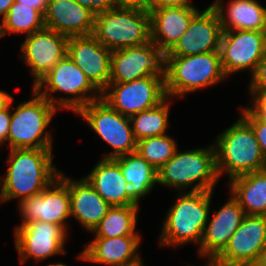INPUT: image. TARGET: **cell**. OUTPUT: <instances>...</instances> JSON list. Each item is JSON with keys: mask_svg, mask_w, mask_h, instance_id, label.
Here are the masks:
<instances>
[{"mask_svg": "<svg viewBox=\"0 0 266 266\" xmlns=\"http://www.w3.org/2000/svg\"><path fill=\"white\" fill-rule=\"evenodd\" d=\"M43 87L44 91L42 90ZM32 89L40 96L45 97L57 109L65 108L73 110L75 113L91 101L101 98V93L67 54L39 79ZM59 91L72 96L54 98L52 93Z\"/></svg>", "mask_w": 266, "mask_h": 266, "instance_id": "obj_6", "label": "cell"}, {"mask_svg": "<svg viewBox=\"0 0 266 266\" xmlns=\"http://www.w3.org/2000/svg\"><path fill=\"white\" fill-rule=\"evenodd\" d=\"M252 94L253 104L247 109L255 116L262 118L266 121V87L258 89H249Z\"/></svg>", "mask_w": 266, "mask_h": 266, "instance_id": "obj_33", "label": "cell"}, {"mask_svg": "<svg viewBox=\"0 0 266 266\" xmlns=\"http://www.w3.org/2000/svg\"><path fill=\"white\" fill-rule=\"evenodd\" d=\"M92 35L111 51L151 41L148 10L112 8L95 15Z\"/></svg>", "mask_w": 266, "mask_h": 266, "instance_id": "obj_8", "label": "cell"}, {"mask_svg": "<svg viewBox=\"0 0 266 266\" xmlns=\"http://www.w3.org/2000/svg\"><path fill=\"white\" fill-rule=\"evenodd\" d=\"M13 100L14 98L10 94L0 90V110H3L12 105Z\"/></svg>", "mask_w": 266, "mask_h": 266, "instance_id": "obj_40", "label": "cell"}, {"mask_svg": "<svg viewBox=\"0 0 266 266\" xmlns=\"http://www.w3.org/2000/svg\"><path fill=\"white\" fill-rule=\"evenodd\" d=\"M230 193L246 215L266 216V169L230 180Z\"/></svg>", "mask_w": 266, "mask_h": 266, "instance_id": "obj_26", "label": "cell"}, {"mask_svg": "<svg viewBox=\"0 0 266 266\" xmlns=\"http://www.w3.org/2000/svg\"><path fill=\"white\" fill-rule=\"evenodd\" d=\"M114 8L148 10L150 0H111Z\"/></svg>", "mask_w": 266, "mask_h": 266, "instance_id": "obj_37", "label": "cell"}, {"mask_svg": "<svg viewBox=\"0 0 266 266\" xmlns=\"http://www.w3.org/2000/svg\"><path fill=\"white\" fill-rule=\"evenodd\" d=\"M216 10L223 31L252 30L266 32V8L256 0H231L226 16L223 0L211 4Z\"/></svg>", "mask_w": 266, "mask_h": 266, "instance_id": "obj_25", "label": "cell"}, {"mask_svg": "<svg viewBox=\"0 0 266 266\" xmlns=\"http://www.w3.org/2000/svg\"><path fill=\"white\" fill-rule=\"evenodd\" d=\"M11 105L3 110H0V146L8 141L9 126L11 121Z\"/></svg>", "mask_w": 266, "mask_h": 266, "instance_id": "obj_36", "label": "cell"}, {"mask_svg": "<svg viewBox=\"0 0 266 266\" xmlns=\"http://www.w3.org/2000/svg\"><path fill=\"white\" fill-rule=\"evenodd\" d=\"M222 33L219 16L209 5L192 18L184 35L164 56H192L220 51Z\"/></svg>", "mask_w": 266, "mask_h": 266, "instance_id": "obj_17", "label": "cell"}, {"mask_svg": "<svg viewBox=\"0 0 266 266\" xmlns=\"http://www.w3.org/2000/svg\"><path fill=\"white\" fill-rule=\"evenodd\" d=\"M167 97L159 105L129 117L135 139L165 135L169 124V102Z\"/></svg>", "mask_w": 266, "mask_h": 266, "instance_id": "obj_30", "label": "cell"}, {"mask_svg": "<svg viewBox=\"0 0 266 266\" xmlns=\"http://www.w3.org/2000/svg\"><path fill=\"white\" fill-rule=\"evenodd\" d=\"M176 150V142L168 134L140 139L136 146V152L157 171L174 156Z\"/></svg>", "mask_w": 266, "mask_h": 266, "instance_id": "obj_31", "label": "cell"}, {"mask_svg": "<svg viewBox=\"0 0 266 266\" xmlns=\"http://www.w3.org/2000/svg\"><path fill=\"white\" fill-rule=\"evenodd\" d=\"M253 266H266V249L259 256L257 262Z\"/></svg>", "mask_w": 266, "mask_h": 266, "instance_id": "obj_42", "label": "cell"}, {"mask_svg": "<svg viewBox=\"0 0 266 266\" xmlns=\"http://www.w3.org/2000/svg\"><path fill=\"white\" fill-rule=\"evenodd\" d=\"M32 99L18 104L11 113L8 142L10 149H52V135L45 129L57 108L32 90Z\"/></svg>", "mask_w": 266, "mask_h": 266, "instance_id": "obj_7", "label": "cell"}, {"mask_svg": "<svg viewBox=\"0 0 266 266\" xmlns=\"http://www.w3.org/2000/svg\"><path fill=\"white\" fill-rule=\"evenodd\" d=\"M19 203L22 224L43 221L62 226L67 231L65 220L71 217L68 177L59 173L41 193L22 199Z\"/></svg>", "mask_w": 266, "mask_h": 266, "instance_id": "obj_11", "label": "cell"}, {"mask_svg": "<svg viewBox=\"0 0 266 266\" xmlns=\"http://www.w3.org/2000/svg\"><path fill=\"white\" fill-rule=\"evenodd\" d=\"M116 159L124 179L129 184L131 196L139 203L140 198L151 192L154 185L158 183L157 170L137 152L122 155Z\"/></svg>", "mask_w": 266, "mask_h": 266, "instance_id": "obj_27", "label": "cell"}, {"mask_svg": "<svg viewBox=\"0 0 266 266\" xmlns=\"http://www.w3.org/2000/svg\"><path fill=\"white\" fill-rule=\"evenodd\" d=\"M266 87V52L251 74L249 89Z\"/></svg>", "mask_w": 266, "mask_h": 266, "instance_id": "obj_34", "label": "cell"}, {"mask_svg": "<svg viewBox=\"0 0 266 266\" xmlns=\"http://www.w3.org/2000/svg\"><path fill=\"white\" fill-rule=\"evenodd\" d=\"M71 216L88 231L100 223L111 207L95 190L86 178H68Z\"/></svg>", "mask_w": 266, "mask_h": 266, "instance_id": "obj_24", "label": "cell"}, {"mask_svg": "<svg viewBox=\"0 0 266 266\" xmlns=\"http://www.w3.org/2000/svg\"><path fill=\"white\" fill-rule=\"evenodd\" d=\"M266 52V32L223 31L220 43L221 65L226 77L250 69L252 74Z\"/></svg>", "mask_w": 266, "mask_h": 266, "instance_id": "obj_13", "label": "cell"}, {"mask_svg": "<svg viewBox=\"0 0 266 266\" xmlns=\"http://www.w3.org/2000/svg\"><path fill=\"white\" fill-rule=\"evenodd\" d=\"M216 169L219 179L226 172L228 179L266 169L252 127L240 117L231 127L216 137Z\"/></svg>", "mask_w": 266, "mask_h": 266, "instance_id": "obj_2", "label": "cell"}, {"mask_svg": "<svg viewBox=\"0 0 266 266\" xmlns=\"http://www.w3.org/2000/svg\"><path fill=\"white\" fill-rule=\"evenodd\" d=\"M111 54L92 34L68 38L67 55L100 93L110 81Z\"/></svg>", "mask_w": 266, "mask_h": 266, "instance_id": "obj_16", "label": "cell"}, {"mask_svg": "<svg viewBox=\"0 0 266 266\" xmlns=\"http://www.w3.org/2000/svg\"><path fill=\"white\" fill-rule=\"evenodd\" d=\"M164 55L152 42L112 51L110 81L125 83L149 76H164Z\"/></svg>", "mask_w": 266, "mask_h": 266, "instance_id": "obj_14", "label": "cell"}, {"mask_svg": "<svg viewBox=\"0 0 266 266\" xmlns=\"http://www.w3.org/2000/svg\"><path fill=\"white\" fill-rule=\"evenodd\" d=\"M6 175L0 179V202L41 193L56 177L52 149H10Z\"/></svg>", "mask_w": 266, "mask_h": 266, "instance_id": "obj_1", "label": "cell"}, {"mask_svg": "<svg viewBox=\"0 0 266 266\" xmlns=\"http://www.w3.org/2000/svg\"><path fill=\"white\" fill-rule=\"evenodd\" d=\"M178 151L157 171L158 184L183 193L184 189L197 182L188 192L214 191L219 180L214 145L205 149Z\"/></svg>", "mask_w": 266, "mask_h": 266, "instance_id": "obj_4", "label": "cell"}, {"mask_svg": "<svg viewBox=\"0 0 266 266\" xmlns=\"http://www.w3.org/2000/svg\"><path fill=\"white\" fill-rule=\"evenodd\" d=\"M133 266H144V265H143V262L141 261L140 263L133 265Z\"/></svg>", "mask_w": 266, "mask_h": 266, "instance_id": "obj_45", "label": "cell"}, {"mask_svg": "<svg viewBox=\"0 0 266 266\" xmlns=\"http://www.w3.org/2000/svg\"><path fill=\"white\" fill-rule=\"evenodd\" d=\"M148 11L150 13L151 41L165 55L184 35L199 9L189 6L148 9Z\"/></svg>", "mask_w": 266, "mask_h": 266, "instance_id": "obj_21", "label": "cell"}, {"mask_svg": "<svg viewBox=\"0 0 266 266\" xmlns=\"http://www.w3.org/2000/svg\"><path fill=\"white\" fill-rule=\"evenodd\" d=\"M85 178L110 206L139 205L130 194L116 158H101Z\"/></svg>", "mask_w": 266, "mask_h": 266, "instance_id": "obj_23", "label": "cell"}, {"mask_svg": "<svg viewBox=\"0 0 266 266\" xmlns=\"http://www.w3.org/2000/svg\"><path fill=\"white\" fill-rule=\"evenodd\" d=\"M241 117L252 127L261 153L266 160V121L253 115L246 107L242 109Z\"/></svg>", "mask_w": 266, "mask_h": 266, "instance_id": "obj_32", "label": "cell"}, {"mask_svg": "<svg viewBox=\"0 0 266 266\" xmlns=\"http://www.w3.org/2000/svg\"><path fill=\"white\" fill-rule=\"evenodd\" d=\"M140 235L95 237L77 258L109 266H133L142 261L138 248Z\"/></svg>", "mask_w": 266, "mask_h": 266, "instance_id": "obj_20", "label": "cell"}, {"mask_svg": "<svg viewBox=\"0 0 266 266\" xmlns=\"http://www.w3.org/2000/svg\"><path fill=\"white\" fill-rule=\"evenodd\" d=\"M190 0H150L148 9H161L165 7H189Z\"/></svg>", "mask_w": 266, "mask_h": 266, "instance_id": "obj_38", "label": "cell"}, {"mask_svg": "<svg viewBox=\"0 0 266 266\" xmlns=\"http://www.w3.org/2000/svg\"><path fill=\"white\" fill-rule=\"evenodd\" d=\"M67 41V36L47 27L26 36L21 51L35 79L33 85L67 54Z\"/></svg>", "mask_w": 266, "mask_h": 266, "instance_id": "obj_18", "label": "cell"}, {"mask_svg": "<svg viewBox=\"0 0 266 266\" xmlns=\"http://www.w3.org/2000/svg\"><path fill=\"white\" fill-rule=\"evenodd\" d=\"M101 98L120 114L131 117L167 98L165 76H149L125 83L109 82Z\"/></svg>", "mask_w": 266, "mask_h": 266, "instance_id": "obj_10", "label": "cell"}, {"mask_svg": "<svg viewBox=\"0 0 266 266\" xmlns=\"http://www.w3.org/2000/svg\"><path fill=\"white\" fill-rule=\"evenodd\" d=\"M138 210L139 205L111 206L92 233L108 238L140 235L135 231Z\"/></svg>", "mask_w": 266, "mask_h": 266, "instance_id": "obj_28", "label": "cell"}, {"mask_svg": "<svg viewBox=\"0 0 266 266\" xmlns=\"http://www.w3.org/2000/svg\"><path fill=\"white\" fill-rule=\"evenodd\" d=\"M77 114L83 117L91 129L113 148V151L103 158L115 159L136 152L137 140L129 117L114 110L102 98L91 101Z\"/></svg>", "mask_w": 266, "mask_h": 266, "instance_id": "obj_9", "label": "cell"}, {"mask_svg": "<svg viewBox=\"0 0 266 266\" xmlns=\"http://www.w3.org/2000/svg\"><path fill=\"white\" fill-rule=\"evenodd\" d=\"M46 266H67V265L63 264L61 262H58L57 264H49V265H46Z\"/></svg>", "mask_w": 266, "mask_h": 266, "instance_id": "obj_43", "label": "cell"}, {"mask_svg": "<svg viewBox=\"0 0 266 266\" xmlns=\"http://www.w3.org/2000/svg\"><path fill=\"white\" fill-rule=\"evenodd\" d=\"M167 97L181 96L218 84L226 78L220 51L192 56H164Z\"/></svg>", "mask_w": 266, "mask_h": 266, "instance_id": "obj_5", "label": "cell"}, {"mask_svg": "<svg viewBox=\"0 0 266 266\" xmlns=\"http://www.w3.org/2000/svg\"><path fill=\"white\" fill-rule=\"evenodd\" d=\"M207 265L206 266H220V265H217L215 264L213 261H207Z\"/></svg>", "mask_w": 266, "mask_h": 266, "instance_id": "obj_44", "label": "cell"}, {"mask_svg": "<svg viewBox=\"0 0 266 266\" xmlns=\"http://www.w3.org/2000/svg\"><path fill=\"white\" fill-rule=\"evenodd\" d=\"M245 216L244 209L231 195L211 220L208 219L210 222L206 223L198 248L199 256L213 261L227 246Z\"/></svg>", "mask_w": 266, "mask_h": 266, "instance_id": "obj_19", "label": "cell"}, {"mask_svg": "<svg viewBox=\"0 0 266 266\" xmlns=\"http://www.w3.org/2000/svg\"><path fill=\"white\" fill-rule=\"evenodd\" d=\"M14 2L15 0H0V15H2V19L7 15Z\"/></svg>", "mask_w": 266, "mask_h": 266, "instance_id": "obj_41", "label": "cell"}, {"mask_svg": "<svg viewBox=\"0 0 266 266\" xmlns=\"http://www.w3.org/2000/svg\"><path fill=\"white\" fill-rule=\"evenodd\" d=\"M44 27V15L39 10L15 1L2 19L0 38L11 32L29 36Z\"/></svg>", "mask_w": 266, "mask_h": 266, "instance_id": "obj_29", "label": "cell"}, {"mask_svg": "<svg viewBox=\"0 0 266 266\" xmlns=\"http://www.w3.org/2000/svg\"><path fill=\"white\" fill-rule=\"evenodd\" d=\"M17 3L24 5H29L37 10H39L43 15H45L49 0H15Z\"/></svg>", "mask_w": 266, "mask_h": 266, "instance_id": "obj_39", "label": "cell"}, {"mask_svg": "<svg viewBox=\"0 0 266 266\" xmlns=\"http://www.w3.org/2000/svg\"><path fill=\"white\" fill-rule=\"evenodd\" d=\"M265 249L266 216L246 215L213 262L220 266H253Z\"/></svg>", "mask_w": 266, "mask_h": 266, "instance_id": "obj_12", "label": "cell"}, {"mask_svg": "<svg viewBox=\"0 0 266 266\" xmlns=\"http://www.w3.org/2000/svg\"><path fill=\"white\" fill-rule=\"evenodd\" d=\"M67 234L62 226L43 221L16 226L14 242L20 262L23 264L29 258L40 262L51 256L66 253L64 242Z\"/></svg>", "mask_w": 266, "mask_h": 266, "instance_id": "obj_15", "label": "cell"}, {"mask_svg": "<svg viewBox=\"0 0 266 266\" xmlns=\"http://www.w3.org/2000/svg\"><path fill=\"white\" fill-rule=\"evenodd\" d=\"M82 7L92 11L95 15L106 12L113 7L111 0H76Z\"/></svg>", "mask_w": 266, "mask_h": 266, "instance_id": "obj_35", "label": "cell"}, {"mask_svg": "<svg viewBox=\"0 0 266 266\" xmlns=\"http://www.w3.org/2000/svg\"><path fill=\"white\" fill-rule=\"evenodd\" d=\"M213 191L183 192L168 210L160 236L161 246L200 245L208 223Z\"/></svg>", "mask_w": 266, "mask_h": 266, "instance_id": "obj_3", "label": "cell"}, {"mask_svg": "<svg viewBox=\"0 0 266 266\" xmlns=\"http://www.w3.org/2000/svg\"><path fill=\"white\" fill-rule=\"evenodd\" d=\"M95 14L76 0H49L45 27L69 37L91 35Z\"/></svg>", "mask_w": 266, "mask_h": 266, "instance_id": "obj_22", "label": "cell"}]
</instances>
